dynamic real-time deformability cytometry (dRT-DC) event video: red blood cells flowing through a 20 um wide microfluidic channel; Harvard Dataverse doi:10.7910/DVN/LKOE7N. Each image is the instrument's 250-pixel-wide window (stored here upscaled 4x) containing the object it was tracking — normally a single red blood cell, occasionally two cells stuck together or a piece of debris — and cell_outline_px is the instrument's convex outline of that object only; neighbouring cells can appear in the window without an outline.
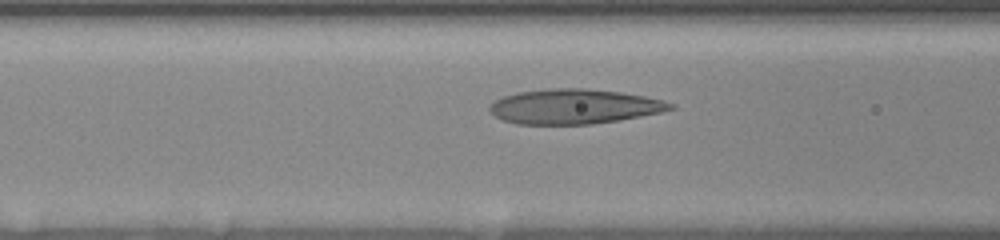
{"species": "human", "species_latin": "Homo sapiens", "temperature_condition": "room temperature", "stored_images_in_passage": 30, "camera_frame_rate_fps": 3000, "um_per_image_px": 0.085, "donor": {"sex": "female"}, "frame": {"image": 1, "passage_image": 6, "time_ms": 1.667, "image_size_px": [1000, 240], "cell_outline_px": [[676, 108], [660, 112], [640, 116], [592, 124], [516, 124], [504, 120], [496, 116], [488, 108], [496, 100], [504, 96], [520, 92], [552, 88], [584, 88], [620, 92], [644, 96], [664, 100], [676, 104]], "centroid_in_image_um": [48.84, 9.05], "position_along_channel_um": 117.8, "area_um2": 36.36}}
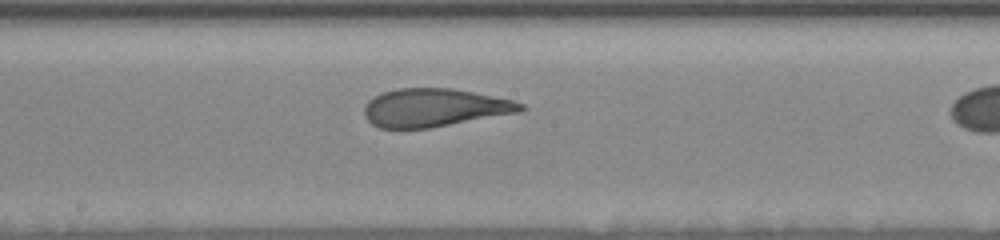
{"frame": {"image": 2, "passage_image": 14, "time_ms": 4.333, "image_size_px": [1000, 240], "cell_outline_px": [[528, 108], [520, 112], [428, 128], [380, 128], [372, 124], [364, 116], [364, 104], [368, 100], [384, 92], [396, 88], [452, 88], [512, 100], [524, 104]], "centroid_in_image_um": [36.91, 9.15], "position_along_channel_um": 211.3, "area_um2": 34.62}}
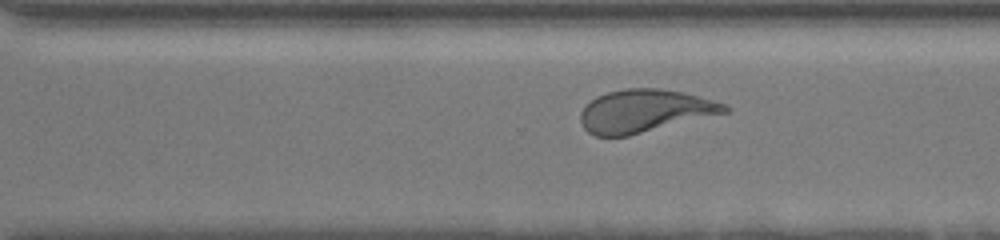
{"frame": {"image": 3, "passage_image": 23, "time_ms": 7.333, "image_size_px": [1000, 240], "cell_outline_px": [[728, 112], [628, 136], [596, 136], [588, 132], [584, 128], [580, 120], [580, 112], [596, 96], [608, 92], [628, 88], [660, 88], [680, 92], [712, 100], [724, 104], [728, 108]], "centroid_in_image_um": [54.75, 9.44], "position_along_channel_um": 315.8, "area_um2": 35.49}}